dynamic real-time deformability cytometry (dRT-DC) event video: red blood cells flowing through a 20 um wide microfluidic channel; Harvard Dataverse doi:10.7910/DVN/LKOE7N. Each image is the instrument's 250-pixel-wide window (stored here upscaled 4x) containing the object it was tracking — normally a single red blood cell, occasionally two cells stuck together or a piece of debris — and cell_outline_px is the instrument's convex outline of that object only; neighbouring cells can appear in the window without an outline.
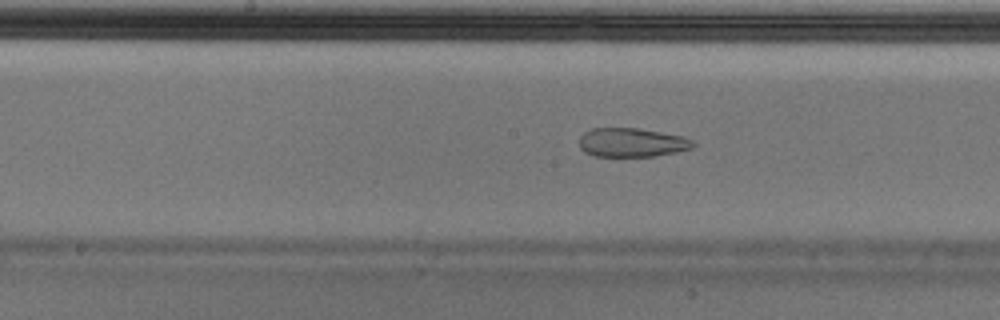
{"species": "Egyptian fruit bat (a non-hibernating species)", "species_latin": "Rousettus aegyptiacus", "temperature_condition": "cold", "stored_images_in_passage": 38, "camera_frame_rate_fps": 3000, "um_per_image_px": 0.085, "animal": {"sex": "male"}, "frame": {"image": 1, "passage_image": 12, "time_ms": 3.667, "image_size_px": [1000, 320], "cell_outline_px": [[696, 144], [692, 148], [676, 152], [652, 156], [596, 156], [584, 152], [580, 148], [580, 136], [584, 132], [592, 128], [636, 128], [684, 136], [692, 140]], "centroid_in_image_um": [53.7, 12.11], "position_along_channel_um": 194.5, "area_um2": 19.13}}
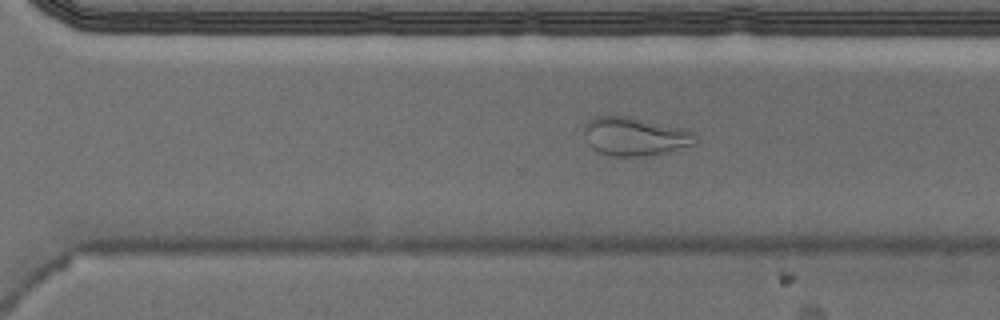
{"frame": {"image": 2, "passage_image": 22, "time_ms": 7.0, "image_size_px": [1000, 320], "cell_outline_px": [[700, 140], [696, 144], [668, 152], [644, 156], [612, 156], [596, 152], [588, 144], [584, 136], [584, 124], [588, 120], [596, 116], [632, 116], [688, 128]], "centroid_in_image_um": [54.0, 11.58], "position_along_channel_um": 316.6, "area_um2": 25.72}}
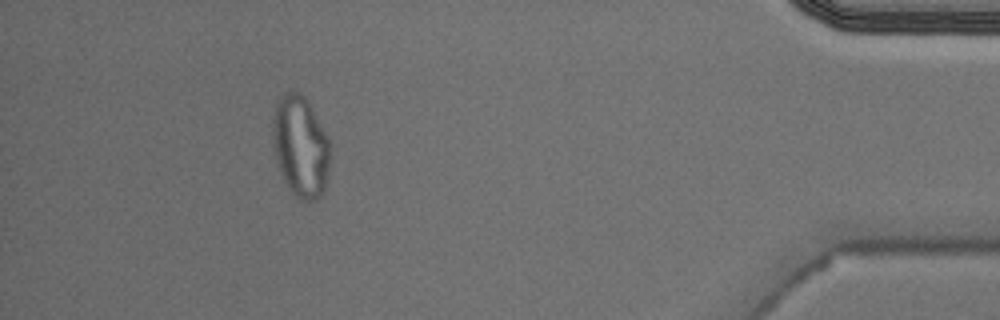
{"frame": {"image": 3, "passage_image": 34, "time_ms": 11.0, "image_size_px": [1000, 320], "cell_outline_px": [[332, 156], [328, 180], [324, 192], [316, 200], [300, 200], [288, 188], [276, 164], [272, 144], [272, 120], [276, 104], [284, 92], [300, 92], [308, 100], [328, 136], [332, 152]], "centroid_in_image_um": [25.57, 12.47], "position_along_channel_um": 409.6, "area_um2": 34.91}}